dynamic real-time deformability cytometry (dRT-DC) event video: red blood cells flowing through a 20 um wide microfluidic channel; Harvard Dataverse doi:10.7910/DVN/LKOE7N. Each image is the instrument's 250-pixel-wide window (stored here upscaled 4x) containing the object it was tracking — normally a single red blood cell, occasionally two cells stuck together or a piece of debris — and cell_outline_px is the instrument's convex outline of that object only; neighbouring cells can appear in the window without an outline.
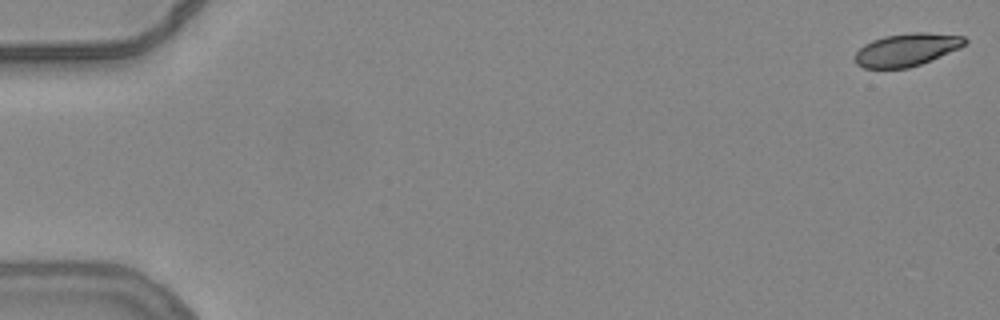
{"species": "common noctule bat (a hibernating species)", "species_latin": "Nyctalus noctula", "temperature_condition": "warm", "stored_images_in_passage": 35, "camera_frame_rate_fps": 3000, "um_per_image_px": 0.085, "animal": {"sex": "female", "body_mass_g": 24.6, "forearm_length_mm": 56.2}, "frame": {"image": 1, "passage_image": 1, "time_ms": 0.0, "image_size_px": [1000, 320], "cell_outline_px": [[968, 40], [960, 48], [920, 64], [908, 68], [864, 68], [856, 64], [856, 52], [864, 44], [872, 40], [884, 36], [912, 32], [924, 32], [964, 36]], "centroid_in_image_um": [77.06, 4.22], "position_along_channel_um": 7.9, "area_um2": 20.81}}
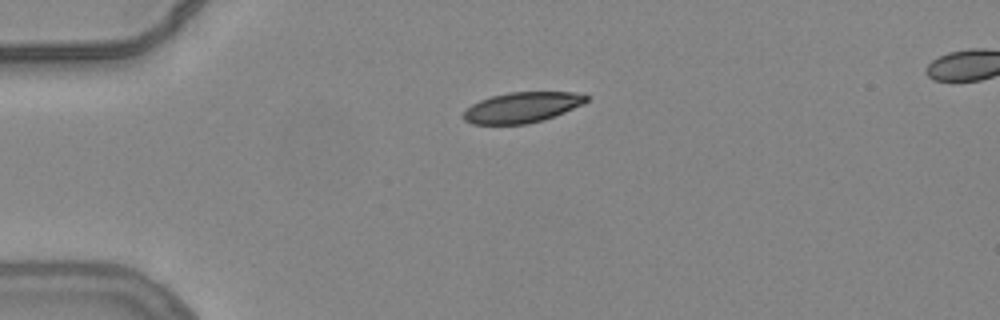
{"frame": {"image": 2, "passage_image": 14, "time_ms": 4.333, "image_size_px": [1000, 320], "cell_outline_px": [[588, 100], [584, 104], [544, 120], [528, 124], [472, 124], [464, 120], [460, 116], [472, 104], [480, 100], [492, 96], [508, 92], [576, 92], [588, 96]], "centroid_in_image_um": [44.37, 9.13], "position_along_channel_um": 40.6, "area_um2": 21.91}}
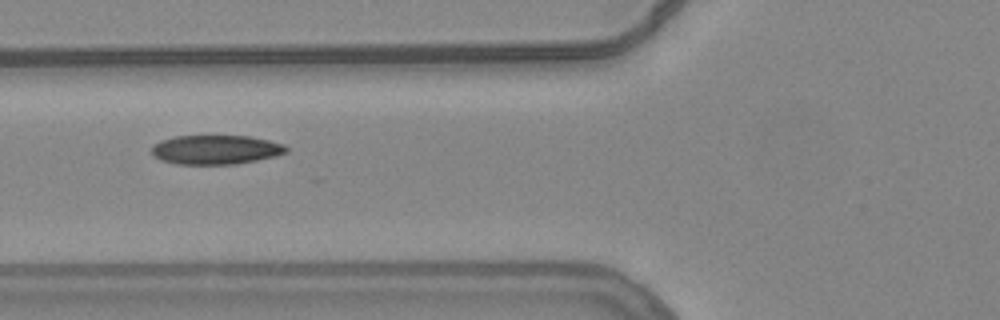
{"frame": {"image": 3, "passage_image": 22, "time_ms": 7.0, "image_size_px": [1000, 320], "cell_outline_px": [[288, 152], [276, 156], [236, 164], [176, 164], [160, 160], [152, 152], [152, 148], [160, 140], [176, 136], [248, 136], [268, 140], [284, 144], [288, 148]], "centroid_in_image_um": [18.37, 12.72], "position_along_channel_um": 107.4, "area_um2": 22.83}}